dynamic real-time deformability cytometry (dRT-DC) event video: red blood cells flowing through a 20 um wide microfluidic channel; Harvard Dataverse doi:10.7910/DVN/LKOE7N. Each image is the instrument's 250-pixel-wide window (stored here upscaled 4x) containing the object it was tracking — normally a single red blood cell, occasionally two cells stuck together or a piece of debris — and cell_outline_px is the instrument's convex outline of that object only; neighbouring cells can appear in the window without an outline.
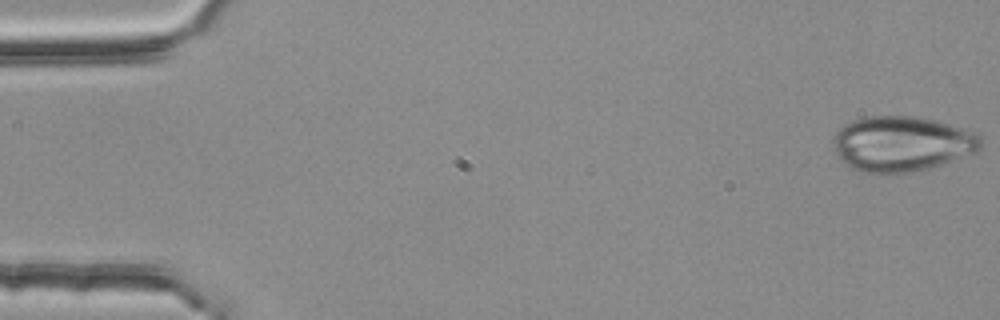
{"species": "common noctule bat (a hibernating species)", "species_latin": "Nyctalus noctula", "temperature_condition": "room temperature", "stored_images_in_passage": 54, "camera_frame_rate_fps": 3000, "um_per_image_px": 0.085, "animal": {"sex": "female", "body_mass_g": 25.1}, "frame": {"image": 1, "passage_image": 1, "time_ms": 0.0, "image_size_px": [1000, 320], "cell_outline_px": [[984, 144], [976, 152], [928, 168], [912, 172], [860, 172], [852, 168], [836, 152], [832, 144], [832, 140], [836, 132], [844, 124], [852, 120], [868, 116], [916, 116], [936, 120], [976, 132], [984, 140]], "centroid_in_image_um": [76.68, 12.19], "position_along_channel_um": 8.3, "area_um2": 47.34}}
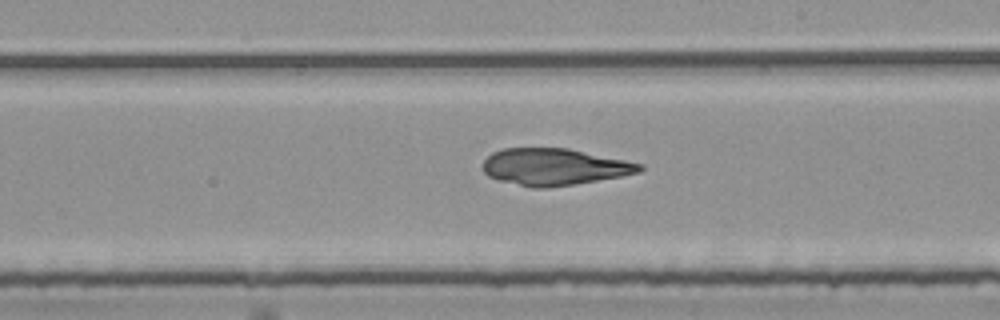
{"frame": {"image": 2, "passage_image": 31, "time_ms": 10.0, "image_size_px": [1000, 320], "cell_outline_px": [[644, 168], [640, 172], [620, 176], [548, 188], [532, 188], [500, 180], [488, 176], [484, 172], [484, 160], [492, 152], [504, 148], [568, 148], [644, 164]], "centroid_in_image_um": [47.11, 14.18], "position_along_channel_um": 241.9, "area_um2": 33.35}}
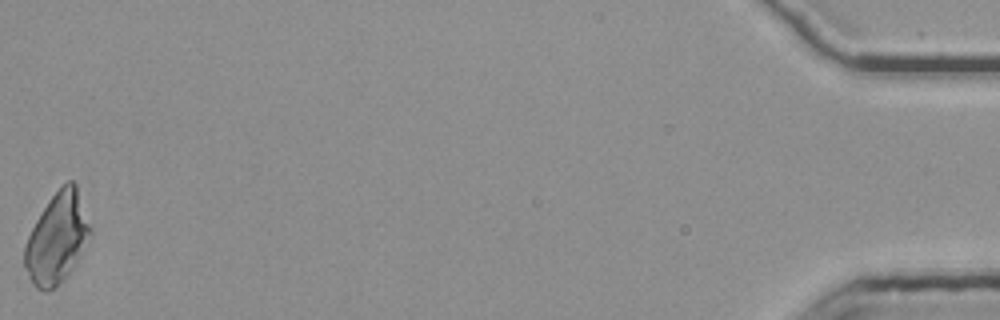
{"frame": {"image": 3, "passage_image": 54, "time_ms": 17.667, "image_size_px": [1000, 320], "cell_outline_px": [[92, 236], [88, 244], [80, 256], [68, 272], [48, 292], [44, 292], [36, 288], [32, 284], [24, 268], [24, 248], [28, 236], [36, 220], [48, 200], [68, 180], [72, 180], [76, 184], [92, 228]], "centroid_in_image_um": [4.86, 20.24], "position_along_channel_um": 430.3, "area_um2": 34.33}}